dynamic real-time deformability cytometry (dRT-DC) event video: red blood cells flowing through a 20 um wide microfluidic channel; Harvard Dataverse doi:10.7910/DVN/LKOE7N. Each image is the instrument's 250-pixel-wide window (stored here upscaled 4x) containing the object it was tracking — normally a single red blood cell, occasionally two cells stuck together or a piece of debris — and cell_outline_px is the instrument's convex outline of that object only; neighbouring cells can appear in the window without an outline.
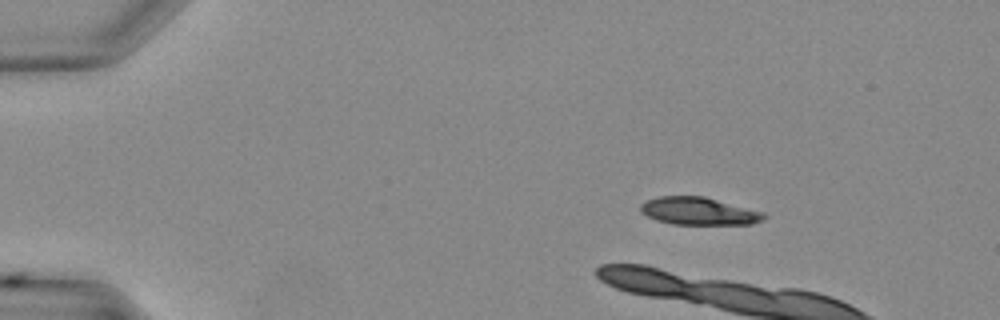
{"species": "Egyptian fruit bat (a non-hibernating species)", "species_latin": "Rousettus aegyptiacus", "temperature_condition": "warm", "stored_images_in_passage": 6, "camera_frame_rate_fps": 3000, "um_per_image_px": 0.085, "animal": {"sex": "female"}, "frame": {"image": 1, "passage_image": 1, "time_ms": 0.0, "image_size_px": [1000, 320], "cell_outline_px": [[768, 216], [752, 224], [672, 224], [656, 220], [640, 212], [640, 204], [648, 200], [660, 196], [704, 196], [764, 212]], "centroid_in_image_um": [59.39, 17.94], "position_along_channel_um": 25.6, "area_um2": 19.77}}